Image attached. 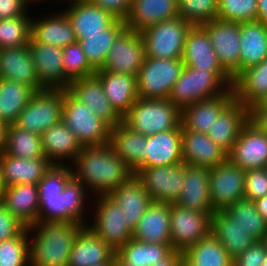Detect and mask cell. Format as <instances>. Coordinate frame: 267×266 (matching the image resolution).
<instances>
[{
  "instance_id": "35",
  "label": "cell",
  "mask_w": 267,
  "mask_h": 266,
  "mask_svg": "<svg viewBox=\"0 0 267 266\" xmlns=\"http://www.w3.org/2000/svg\"><path fill=\"white\" fill-rule=\"evenodd\" d=\"M4 187L20 184H36L53 165L47 158L24 159L1 154Z\"/></svg>"
},
{
  "instance_id": "27",
  "label": "cell",
  "mask_w": 267,
  "mask_h": 266,
  "mask_svg": "<svg viewBox=\"0 0 267 266\" xmlns=\"http://www.w3.org/2000/svg\"><path fill=\"white\" fill-rule=\"evenodd\" d=\"M103 91L115 111L123 118L138 99L137 76L96 70Z\"/></svg>"
},
{
  "instance_id": "63",
  "label": "cell",
  "mask_w": 267,
  "mask_h": 266,
  "mask_svg": "<svg viewBox=\"0 0 267 266\" xmlns=\"http://www.w3.org/2000/svg\"><path fill=\"white\" fill-rule=\"evenodd\" d=\"M113 266H134L128 263H124L117 255H115ZM136 266V265H135Z\"/></svg>"
},
{
  "instance_id": "22",
  "label": "cell",
  "mask_w": 267,
  "mask_h": 266,
  "mask_svg": "<svg viewBox=\"0 0 267 266\" xmlns=\"http://www.w3.org/2000/svg\"><path fill=\"white\" fill-rule=\"evenodd\" d=\"M54 12L49 15L32 16L31 40L59 48L77 43L75 32L66 14L62 10Z\"/></svg>"
},
{
  "instance_id": "8",
  "label": "cell",
  "mask_w": 267,
  "mask_h": 266,
  "mask_svg": "<svg viewBox=\"0 0 267 266\" xmlns=\"http://www.w3.org/2000/svg\"><path fill=\"white\" fill-rule=\"evenodd\" d=\"M191 24L177 17L145 27L141 32L146 57L182 59L184 44Z\"/></svg>"
},
{
  "instance_id": "65",
  "label": "cell",
  "mask_w": 267,
  "mask_h": 266,
  "mask_svg": "<svg viewBox=\"0 0 267 266\" xmlns=\"http://www.w3.org/2000/svg\"><path fill=\"white\" fill-rule=\"evenodd\" d=\"M29 1L30 3L34 4V3H38L39 1L42 3H45L46 0H27Z\"/></svg>"
},
{
  "instance_id": "46",
  "label": "cell",
  "mask_w": 267,
  "mask_h": 266,
  "mask_svg": "<svg viewBox=\"0 0 267 266\" xmlns=\"http://www.w3.org/2000/svg\"><path fill=\"white\" fill-rule=\"evenodd\" d=\"M32 15L0 20V49L23 46L31 39Z\"/></svg>"
},
{
  "instance_id": "29",
  "label": "cell",
  "mask_w": 267,
  "mask_h": 266,
  "mask_svg": "<svg viewBox=\"0 0 267 266\" xmlns=\"http://www.w3.org/2000/svg\"><path fill=\"white\" fill-rule=\"evenodd\" d=\"M41 137L43 154L53 165H70L82 149L62 121L45 130Z\"/></svg>"
},
{
  "instance_id": "34",
  "label": "cell",
  "mask_w": 267,
  "mask_h": 266,
  "mask_svg": "<svg viewBox=\"0 0 267 266\" xmlns=\"http://www.w3.org/2000/svg\"><path fill=\"white\" fill-rule=\"evenodd\" d=\"M177 5L178 0H132L125 26L140 32L152 24L177 18Z\"/></svg>"
},
{
  "instance_id": "3",
  "label": "cell",
  "mask_w": 267,
  "mask_h": 266,
  "mask_svg": "<svg viewBox=\"0 0 267 266\" xmlns=\"http://www.w3.org/2000/svg\"><path fill=\"white\" fill-rule=\"evenodd\" d=\"M83 227L64 221L29 225L30 266H68L73 242Z\"/></svg>"
},
{
  "instance_id": "9",
  "label": "cell",
  "mask_w": 267,
  "mask_h": 266,
  "mask_svg": "<svg viewBox=\"0 0 267 266\" xmlns=\"http://www.w3.org/2000/svg\"><path fill=\"white\" fill-rule=\"evenodd\" d=\"M184 67L182 59L145 57L137 76L138 98L168 99Z\"/></svg>"
},
{
  "instance_id": "50",
  "label": "cell",
  "mask_w": 267,
  "mask_h": 266,
  "mask_svg": "<svg viewBox=\"0 0 267 266\" xmlns=\"http://www.w3.org/2000/svg\"><path fill=\"white\" fill-rule=\"evenodd\" d=\"M217 18L236 23L257 20V0H218Z\"/></svg>"
},
{
  "instance_id": "24",
  "label": "cell",
  "mask_w": 267,
  "mask_h": 266,
  "mask_svg": "<svg viewBox=\"0 0 267 266\" xmlns=\"http://www.w3.org/2000/svg\"><path fill=\"white\" fill-rule=\"evenodd\" d=\"M234 91L229 88L224 94L207 98L181 110V126L185 130L207 134L214 120L234 100Z\"/></svg>"
},
{
  "instance_id": "43",
  "label": "cell",
  "mask_w": 267,
  "mask_h": 266,
  "mask_svg": "<svg viewBox=\"0 0 267 266\" xmlns=\"http://www.w3.org/2000/svg\"><path fill=\"white\" fill-rule=\"evenodd\" d=\"M173 251L171 244H155L130 239L116 255L124 262L136 266H153Z\"/></svg>"
},
{
  "instance_id": "52",
  "label": "cell",
  "mask_w": 267,
  "mask_h": 266,
  "mask_svg": "<svg viewBox=\"0 0 267 266\" xmlns=\"http://www.w3.org/2000/svg\"><path fill=\"white\" fill-rule=\"evenodd\" d=\"M266 257L267 248L265 243L256 241L233 259V266H261Z\"/></svg>"
},
{
  "instance_id": "38",
  "label": "cell",
  "mask_w": 267,
  "mask_h": 266,
  "mask_svg": "<svg viewBox=\"0 0 267 266\" xmlns=\"http://www.w3.org/2000/svg\"><path fill=\"white\" fill-rule=\"evenodd\" d=\"M234 98L251 109L267 95V59L247 68L233 82Z\"/></svg>"
},
{
  "instance_id": "57",
  "label": "cell",
  "mask_w": 267,
  "mask_h": 266,
  "mask_svg": "<svg viewBox=\"0 0 267 266\" xmlns=\"http://www.w3.org/2000/svg\"><path fill=\"white\" fill-rule=\"evenodd\" d=\"M153 266H183L182 252L173 250L165 259L155 263Z\"/></svg>"
},
{
  "instance_id": "66",
  "label": "cell",
  "mask_w": 267,
  "mask_h": 266,
  "mask_svg": "<svg viewBox=\"0 0 267 266\" xmlns=\"http://www.w3.org/2000/svg\"><path fill=\"white\" fill-rule=\"evenodd\" d=\"M262 241L265 243L266 248H267V231L265 232V236H264V239Z\"/></svg>"
},
{
  "instance_id": "23",
  "label": "cell",
  "mask_w": 267,
  "mask_h": 266,
  "mask_svg": "<svg viewBox=\"0 0 267 266\" xmlns=\"http://www.w3.org/2000/svg\"><path fill=\"white\" fill-rule=\"evenodd\" d=\"M210 168L185 163L184 183L176 204L194 211L214 212L209 189Z\"/></svg>"
},
{
  "instance_id": "1",
  "label": "cell",
  "mask_w": 267,
  "mask_h": 266,
  "mask_svg": "<svg viewBox=\"0 0 267 266\" xmlns=\"http://www.w3.org/2000/svg\"><path fill=\"white\" fill-rule=\"evenodd\" d=\"M38 190L37 222L64 221L87 226L89 218L84 214L90 205L87 200L92 198L87 188L73 178L70 165H52L38 183Z\"/></svg>"
},
{
  "instance_id": "45",
  "label": "cell",
  "mask_w": 267,
  "mask_h": 266,
  "mask_svg": "<svg viewBox=\"0 0 267 266\" xmlns=\"http://www.w3.org/2000/svg\"><path fill=\"white\" fill-rule=\"evenodd\" d=\"M225 212L256 241H262L267 231V221L257 211L252 200H237Z\"/></svg>"
},
{
  "instance_id": "31",
  "label": "cell",
  "mask_w": 267,
  "mask_h": 266,
  "mask_svg": "<svg viewBox=\"0 0 267 266\" xmlns=\"http://www.w3.org/2000/svg\"><path fill=\"white\" fill-rule=\"evenodd\" d=\"M170 203L152 202L139 219L132 238L138 241L171 244Z\"/></svg>"
},
{
  "instance_id": "5",
  "label": "cell",
  "mask_w": 267,
  "mask_h": 266,
  "mask_svg": "<svg viewBox=\"0 0 267 266\" xmlns=\"http://www.w3.org/2000/svg\"><path fill=\"white\" fill-rule=\"evenodd\" d=\"M123 123L131 130L149 136L181 126V110L170 99L138 98Z\"/></svg>"
},
{
  "instance_id": "2",
  "label": "cell",
  "mask_w": 267,
  "mask_h": 266,
  "mask_svg": "<svg viewBox=\"0 0 267 266\" xmlns=\"http://www.w3.org/2000/svg\"><path fill=\"white\" fill-rule=\"evenodd\" d=\"M70 167L73 178L80 181L93 196L108 195L133 175L109 143L83 146Z\"/></svg>"
},
{
  "instance_id": "61",
  "label": "cell",
  "mask_w": 267,
  "mask_h": 266,
  "mask_svg": "<svg viewBox=\"0 0 267 266\" xmlns=\"http://www.w3.org/2000/svg\"><path fill=\"white\" fill-rule=\"evenodd\" d=\"M4 189L5 187H4V180H3V166H2L1 154H0V198H1V195Z\"/></svg>"
},
{
  "instance_id": "14",
  "label": "cell",
  "mask_w": 267,
  "mask_h": 266,
  "mask_svg": "<svg viewBox=\"0 0 267 266\" xmlns=\"http://www.w3.org/2000/svg\"><path fill=\"white\" fill-rule=\"evenodd\" d=\"M223 68L233 80L240 74V23L214 19L201 25Z\"/></svg>"
},
{
  "instance_id": "37",
  "label": "cell",
  "mask_w": 267,
  "mask_h": 266,
  "mask_svg": "<svg viewBox=\"0 0 267 266\" xmlns=\"http://www.w3.org/2000/svg\"><path fill=\"white\" fill-rule=\"evenodd\" d=\"M210 233L221 242L233 259L256 242L225 211L211 214Z\"/></svg>"
},
{
  "instance_id": "40",
  "label": "cell",
  "mask_w": 267,
  "mask_h": 266,
  "mask_svg": "<svg viewBox=\"0 0 267 266\" xmlns=\"http://www.w3.org/2000/svg\"><path fill=\"white\" fill-rule=\"evenodd\" d=\"M183 266H233V258L211 233L183 252Z\"/></svg>"
},
{
  "instance_id": "54",
  "label": "cell",
  "mask_w": 267,
  "mask_h": 266,
  "mask_svg": "<svg viewBox=\"0 0 267 266\" xmlns=\"http://www.w3.org/2000/svg\"><path fill=\"white\" fill-rule=\"evenodd\" d=\"M29 6L27 0H0V20L29 15Z\"/></svg>"
},
{
  "instance_id": "12",
  "label": "cell",
  "mask_w": 267,
  "mask_h": 266,
  "mask_svg": "<svg viewBox=\"0 0 267 266\" xmlns=\"http://www.w3.org/2000/svg\"><path fill=\"white\" fill-rule=\"evenodd\" d=\"M245 170L228 159L210 168L209 191L214 212L225 211L244 198Z\"/></svg>"
},
{
  "instance_id": "32",
  "label": "cell",
  "mask_w": 267,
  "mask_h": 266,
  "mask_svg": "<svg viewBox=\"0 0 267 266\" xmlns=\"http://www.w3.org/2000/svg\"><path fill=\"white\" fill-rule=\"evenodd\" d=\"M182 60L193 69L225 70L215 53L209 35L201 26H191L186 35Z\"/></svg>"
},
{
  "instance_id": "10",
  "label": "cell",
  "mask_w": 267,
  "mask_h": 266,
  "mask_svg": "<svg viewBox=\"0 0 267 266\" xmlns=\"http://www.w3.org/2000/svg\"><path fill=\"white\" fill-rule=\"evenodd\" d=\"M63 89H43L35 92L15 123L26 131L42 135L62 121Z\"/></svg>"
},
{
  "instance_id": "44",
  "label": "cell",
  "mask_w": 267,
  "mask_h": 266,
  "mask_svg": "<svg viewBox=\"0 0 267 266\" xmlns=\"http://www.w3.org/2000/svg\"><path fill=\"white\" fill-rule=\"evenodd\" d=\"M4 152L24 159L46 158L42 149V137L15 124L8 126Z\"/></svg>"
},
{
  "instance_id": "64",
  "label": "cell",
  "mask_w": 267,
  "mask_h": 266,
  "mask_svg": "<svg viewBox=\"0 0 267 266\" xmlns=\"http://www.w3.org/2000/svg\"><path fill=\"white\" fill-rule=\"evenodd\" d=\"M114 263H97L90 266H113Z\"/></svg>"
},
{
  "instance_id": "21",
  "label": "cell",
  "mask_w": 267,
  "mask_h": 266,
  "mask_svg": "<svg viewBox=\"0 0 267 266\" xmlns=\"http://www.w3.org/2000/svg\"><path fill=\"white\" fill-rule=\"evenodd\" d=\"M75 32L77 41L85 38L86 34L103 33L117 18L109 11L88 0H78L67 8H61Z\"/></svg>"
},
{
  "instance_id": "58",
  "label": "cell",
  "mask_w": 267,
  "mask_h": 266,
  "mask_svg": "<svg viewBox=\"0 0 267 266\" xmlns=\"http://www.w3.org/2000/svg\"><path fill=\"white\" fill-rule=\"evenodd\" d=\"M257 20L267 24V0H257Z\"/></svg>"
},
{
  "instance_id": "62",
  "label": "cell",
  "mask_w": 267,
  "mask_h": 266,
  "mask_svg": "<svg viewBox=\"0 0 267 266\" xmlns=\"http://www.w3.org/2000/svg\"><path fill=\"white\" fill-rule=\"evenodd\" d=\"M251 109H267V95L259 102V104L253 106Z\"/></svg>"
},
{
  "instance_id": "51",
  "label": "cell",
  "mask_w": 267,
  "mask_h": 266,
  "mask_svg": "<svg viewBox=\"0 0 267 266\" xmlns=\"http://www.w3.org/2000/svg\"><path fill=\"white\" fill-rule=\"evenodd\" d=\"M267 194V168L245 171L244 198L256 201Z\"/></svg>"
},
{
  "instance_id": "16",
  "label": "cell",
  "mask_w": 267,
  "mask_h": 266,
  "mask_svg": "<svg viewBox=\"0 0 267 266\" xmlns=\"http://www.w3.org/2000/svg\"><path fill=\"white\" fill-rule=\"evenodd\" d=\"M227 159L245 171L267 168V133L249 119Z\"/></svg>"
},
{
  "instance_id": "4",
  "label": "cell",
  "mask_w": 267,
  "mask_h": 266,
  "mask_svg": "<svg viewBox=\"0 0 267 266\" xmlns=\"http://www.w3.org/2000/svg\"><path fill=\"white\" fill-rule=\"evenodd\" d=\"M233 78L226 70H200L184 67L168 99L180 110L196 102L224 94L233 87Z\"/></svg>"
},
{
  "instance_id": "59",
  "label": "cell",
  "mask_w": 267,
  "mask_h": 266,
  "mask_svg": "<svg viewBox=\"0 0 267 266\" xmlns=\"http://www.w3.org/2000/svg\"><path fill=\"white\" fill-rule=\"evenodd\" d=\"M257 211L262 215V217L267 221V194L262 198L254 201Z\"/></svg>"
},
{
  "instance_id": "56",
  "label": "cell",
  "mask_w": 267,
  "mask_h": 266,
  "mask_svg": "<svg viewBox=\"0 0 267 266\" xmlns=\"http://www.w3.org/2000/svg\"><path fill=\"white\" fill-rule=\"evenodd\" d=\"M250 120L267 133V109H250Z\"/></svg>"
},
{
  "instance_id": "42",
  "label": "cell",
  "mask_w": 267,
  "mask_h": 266,
  "mask_svg": "<svg viewBox=\"0 0 267 266\" xmlns=\"http://www.w3.org/2000/svg\"><path fill=\"white\" fill-rule=\"evenodd\" d=\"M35 91L22 83L0 79V121L15 124Z\"/></svg>"
},
{
  "instance_id": "53",
  "label": "cell",
  "mask_w": 267,
  "mask_h": 266,
  "mask_svg": "<svg viewBox=\"0 0 267 266\" xmlns=\"http://www.w3.org/2000/svg\"><path fill=\"white\" fill-rule=\"evenodd\" d=\"M26 226L14 217L0 202V242L19 235Z\"/></svg>"
},
{
  "instance_id": "55",
  "label": "cell",
  "mask_w": 267,
  "mask_h": 266,
  "mask_svg": "<svg viewBox=\"0 0 267 266\" xmlns=\"http://www.w3.org/2000/svg\"><path fill=\"white\" fill-rule=\"evenodd\" d=\"M109 11L117 19L125 20L129 14L132 0H88Z\"/></svg>"
},
{
  "instance_id": "33",
  "label": "cell",
  "mask_w": 267,
  "mask_h": 266,
  "mask_svg": "<svg viewBox=\"0 0 267 266\" xmlns=\"http://www.w3.org/2000/svg\"><path fill=\"white\" fill-rule=\"evenodd\" d=\"M1 204L26 227L37 222L39 190L36 184L8 186L2 192Z\"/></svg>"
},
{
  "instance_id": "41",
  "label": "cell",
  "mask_w": 267,
  "mask_h": 266,
  "mask_svg": "<svg viewBox=\"0 0 267 266\" xmlns=\"http://www.w3.org/2000/svg\"><path fill=\"white\" fill-rule=\"evenodd\" d=\"M125 28V21L116 19L108 28L103 29V33L86 34L85 38L78 42L95 70L103 68L109 50Z\"/></svg>"
},
{
  "instance_id": "67",
  "label": "cell",
  "mask_w": 267,
  "mask_h": 266,
  "mask_svg": "<svg viewBox=\"0 0 267 266\" xmlns=\"http://www.w3.org/2000/svg\"><path fill=\"white\" fill-rule=\"evenodd\" d=\"M55 0H53V2H54ZM58 1V0H57ZM64 1V0H63ZM66 1H68V2H66L67 3V5L69 4H73L75 1H78V0H66Z\"/></svg>"
},
{
  "instance_id": "13",
  "label": "cell",
  "mask_w": 267,
  "mask_h": 266,
  "mask_svg": "<svg viewBox=\"0 0 267 266\" xmlns=\"http://www.w3.org/2000/svg\"><path fill=\"white\" fill-rule=\"evenodd\" d=\"M145 57L141 32L125 28L114 41L103 68L99 70L138 76Z\"/></svg>"
},
{
  "instance_id": "36",
  "label": "cell",
  "mask_w": 267,
  "mask_h": 266,
  "mask_svg": "<svg viewBox=\"0 0 267 266\" xmlns=\"http://www.w3.org/2000/svg\"><path fill=\"white\" fill-rule=\"evenodd\" d=\"M240 73L267 59V24L261 21L240 23Z\"/></svg>"
},
{
  "instance_id": "25",
  "label": "cell",
  "mask_w": 267,
  "mask_h": 266,
  "mask_svg": "<svg viewBox=\"0 0 267 266\" xmlns=\"http://www.w3.org/2000/svg\"><path fill=\"white\" fill-rule=\"evenodd\" d=\"M182 158L190 165L213 168L227 160V152L205 133L182 127Z\"/></svg>"
},
{
  "instance_id": "26",
  "label": "cell",
  "mask_w": 267,
  "mask_h": 266,
  "mask_svg": "<svg viewBox=\"0 0 267 266\" xmlns=\"http://www.w3.org/2000/svg\"><path fill=\"white\" fill-rule=\"evenodd\" d=\"M107 196L122 209L126 222L132 230L136 228L139 219L153 202L142 182L134 174Z\"/></svg>"
},
{
  "instance_id": "20",
  "label": "cell",
  "mask_w": 267,
  "mask_h": 266,
  "mask_svg": "<svg viewBox=\"0 0 267 266\" xmlns=\"http://www.w3.org/2000/svg\"><path fill=\"white\" fill-rule=\"evenodd\" d=\"M67 89L111 129L123 122V118L112 107L100 80L95 75L73 80Z\"/></svg>"
},
{
  "instance_id": "15",
  "label": "cell",
  "mask_w": 267,
  "mask_h": 266,
  "mask_svg": "<svg viewBox=\"0 0 267 266\" xmlns=\"http://www.w3.org/2000/svg\"><path fill=\"white\" fill-rule=\"evenodd\" d=\"M185 163L140 169L135 176L153 202L176 203L184 183Z\"/></svg>"
},
{
  "instance_id": "6",
  "label": "cell",
  "mask_w": 267,
  "mask_h": 266,
  "mask_svg": "<svg viewBox=\"0 0 267 266\" xmlns=\"http://www.w3.org/2000/svg\"><path fill=\"white\" fill-rule=\"evenodd\" d=\"M62 122L82 147L101 146L110 142L111 128L68 89H63Z\"/></svg>"
},
{
  "instance_id": "60",
  "label": "cell",
  "mask_w": 267,
  "mask_h": 266,
  "mask_svg": "<svg viewBox=\"0 0 267 266\" xmlns=\"http://www.w3.org/2000/svg\"><path fill=\"white\" fill-rule=\"evenodd\" d=\"M8 124L0 121V154H2L6 147Z\"/></svg>"
},
{
  "instance_id": "48",
  "label": "cell",
  "mask_w": 267,
  "mask_h": 266,
  "mask_svg": "<svg viewBox=\"0 0 267 266\" xmlns=\"http://www.w3.org/2000/svg\"><path fill=\"white\" fill-rule=\"evenodd\" d=\"M178 17L192 26L217 18L218 0H178Z\"/></svg>"
},
{
  "instance_id": "47",
  "label": "cell",
  "mask_w": 267,
  "mask_h": 266,
  "mask_svg": "<svg viewBox=\"0 0 267 266\" xmlns=\"http://www.w3.org/2000/svg\"><path fill=\"white\" fill-rule=\"evenodd\" d=\"M0 266H30L27 227L19 235L0 242Z\"/></svg>"
},
{
  "instance_id": "68",
  "label": "cell",
  "mask_w": 267,
  "mask_h": 266,
  "mask_svg": "<svg viewBox=\"0 0 267 266\" xmlns=\"http://www.w3.org/2000/svg\"><path fill=\"white\" fill-rule=\"evenodd\" d=\"M261 266H267V257L264 259V261L262 262Z\"/></svg>"
},
{
  "instance_id": "17",
  "label": "cell",
  "mask_w": 267,
  "mask_h": 266,
  "mask_svg": "<svg viewBox=\"0 0 267 266\" xmlns=\"http://www.w3.org/2000/svg\"><path fill=\"white\" fill-rule=\"evenodd\" d=\"M181 146L182 127L147 136L145 160L133 174L142 168L171 166L183 162Z\"/></svg>"
},
{
  "instance_id": "39",
  "label": "cell",
  "mask_w": 267,
  "mask_h": 266,
  "mask_svg": "<svg viewBox=\"0 0 267 266\" xmlns=\"http://www.w3.org/2000/svg\"><path fill=\"white\" fill-rule=\"evenodd\" d=\"M146 135L135 132L123 122L110 131V142L113 151L134 171L146 156Z\"/></svg>"
},
{
  "instance_id": "11",
  "label": "cell",
  "mask_w": 267,
  "mask_h": 266,
  "mask_svg": "<svg viewBox=\"0 0 267 266\" xmlns=\"http://www.w3.org/2000/svg\"><path fill=\"white\" fill-rule=\"evenodd\" d=\"M171 246L183 252L210 234L211 215L170 204Z\"/></svg>"
},
{
  "instance_id": "49",
  "label": "cell",
  "mask_w": 267,
  "mask_h": 266,
  "mask_svg": "<svg viewBox=\"0 0 267 266\" xmlns=\"http://www.w3.org/2000/svg\"><path fill=\"white\" fill-rule=\"evenodd\" d=\"M62 50L64 76L70 82L95 75L96 70L88 62L78 42L67 45Z\"/></svg>"
},
{
  "instance_id": "28",
  "label": "cell",
  "mask_w": 267,
  "mask_h": 266,
  "mask_svg": "<svg viewBox=\"0 0 267 266\" xmlns=\"http://www.w3.org/2000/svg\"><path fill=\"white\" fill-rule=\"evenodd\" d=\"M249 119L250 109L234 99L217 116L207 134L228 153Z\"/></svg>"
},
{
  "instance_id": "7",
  "label": "cell",
  "mask_w": 267,
  "mask_h": 266,
  "mask_svg": "<svg viewBox=\"0 0 267 266\" xmlns=\"http://www.w3.org/2000/svg\"><path fill=\"white\" fill-rule=\"evenodd\" d=\"M87 227L116 251L130 239L133 230L128 226L122 209L107 195H96ZM96 197V198H95ZM95 200V202H94ZM93 217V218H92Z\"/></svg>"
},
{
  "instance_id": "18",
  "label": "cell",
  "mask_w": 267,
  "mask_h": 266,
  "mask_svg": "<svg viewBox=\"0 0 267 266\" xmlns=\"http://www.w3.org/2000/svg\"><path fill=\"white\" fill-rule=\"evenodd\" d=\"M28 45L39 82L48 89H67L70 81L64 76L62 48L31 39Z\"/></svg>"
},
{
  "instance_id": "30",
  "label": "cell",
  "mask_w": 267,
  "mask_h": 266,
  "mask_svg": "<svg viewBox=\"0 0 267 266\" xmlns=\"http://www.w3.org/2000/svg\"><path fill=\"white\" fill-rule=\"evenodd\" d=\"M115 255V249L85 226L75 237L68 266L114 263Z\"/></svg>"
},
{
  "instance_id": "19",
  "label": "cell",
  "mask_w": 267,
  "mask_h": 266,
  "mask_svg": "<svg viewBox=\"0 0 267 266\" xmlns=\"http://www.w3.org/2000/svg\"><path fill=\"white\" fill-rule=\"evenodd\" d=\"M0 79L25 84L35 92L46 89L39 82L28 44L0 49Z\"/></svg>"
}]
</instances>
